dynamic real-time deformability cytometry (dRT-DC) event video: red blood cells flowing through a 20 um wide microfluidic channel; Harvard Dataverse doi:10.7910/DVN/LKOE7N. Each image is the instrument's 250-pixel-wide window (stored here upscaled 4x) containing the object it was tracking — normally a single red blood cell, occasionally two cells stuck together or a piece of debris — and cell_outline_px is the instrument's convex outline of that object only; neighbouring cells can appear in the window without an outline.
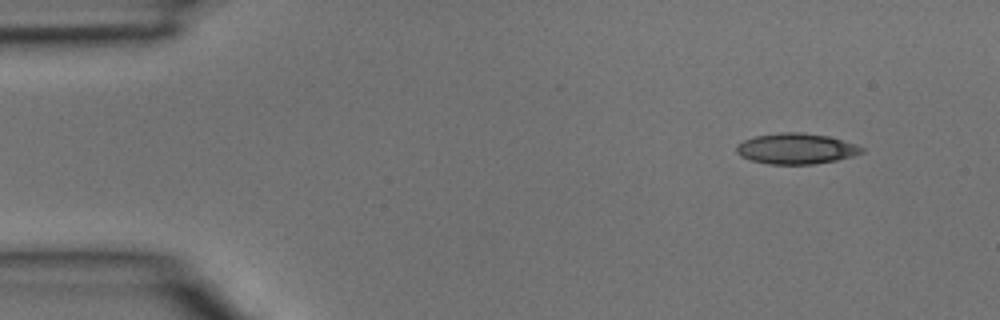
{"species": "common noctule bat (a hibernating species)", "species_latin": "Nyctalus noctula", "temperature_condition": "room temperature", "stored_images_in_passage": 4, "segment_of_instrument_passage": [1, 2], "camera_frame_rate_fps": 3000, "um_per_image_px": 0.085, "animal": {"sex": "male", "body_mass_g": 15.6}, "frame": {"image": 1, "passage_image": 1, "time_ms": 0.0, "image_size_px": [1000, 320], "cell_outline_px": [[864, 152], [852, 156], [836, 160], [812, 164], [768, 164], [752, 160], [740, 156], [736, 152], [736, 144], [744, 140], [756, 136], [780, 132], [804, 132], [828, 136], [856, 144], [864, 148]], "centroid_in_image_um": [67.66, 12.63], "position_along_channel_um": 17.3, "area_um2": 22.43}}